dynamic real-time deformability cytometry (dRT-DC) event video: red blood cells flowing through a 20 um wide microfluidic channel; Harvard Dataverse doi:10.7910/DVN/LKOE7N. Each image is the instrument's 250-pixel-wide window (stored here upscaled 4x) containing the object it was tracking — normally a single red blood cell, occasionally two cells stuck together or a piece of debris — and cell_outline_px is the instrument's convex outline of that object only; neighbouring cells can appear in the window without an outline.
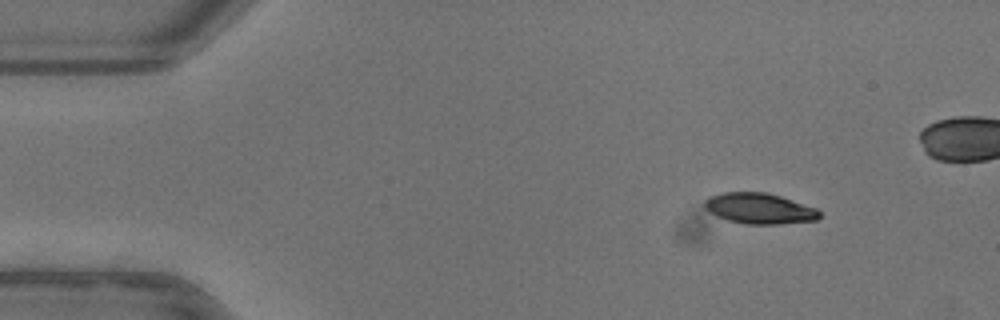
{"species": "common noctule bat (a hibernating species)", "species_latin": "Nyctalus noctula", "temperature_condition": "warm", "stored_images_in_passage": 47, "camera_frame_rate_fps": 3000, "um_per_image_px": 0.085, "animal": {"sex": "female"}, "frame": {"image": 1, "passage_image": 6, "time_ms": 1.667, "image_size_px": [1000, 320], "cell_outline_px": [[820, 216], [816, 220], [780, 224], [744, 224], [728, 220], [716, 216], [704, 208], [704, 200], [708, 196], [724, 192], [764, 192], [780, 196], [816, 208], [820, 212]], "centroid_in_image_um": [64.51, 17.72], "position_along_channel_um": 20.5, "area_um2": 20.58}}
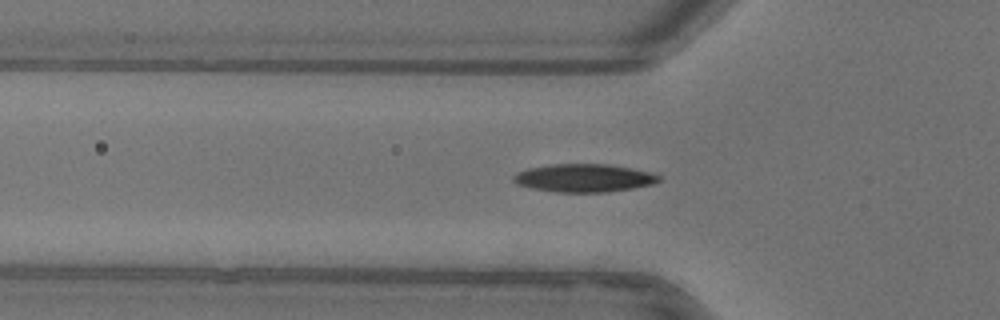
{"frame": {"image": 2, "passage_image": 17, "time_ms": 5.333, "image_size_px": [1000, 320], "cell_outline_px": [[660, 180], [656, 184], [608, 192], [556, 192], [532, 188], [516, 184], [512, 180], [512, 176], [528, 168], [552, 164], [608, 164], [632, 168], [648, 172], [660, 176]], "centroid_in_image_um": [49.64, 15.13], "position_along_channel_um": 76.2, "area_um2": 23.76}}
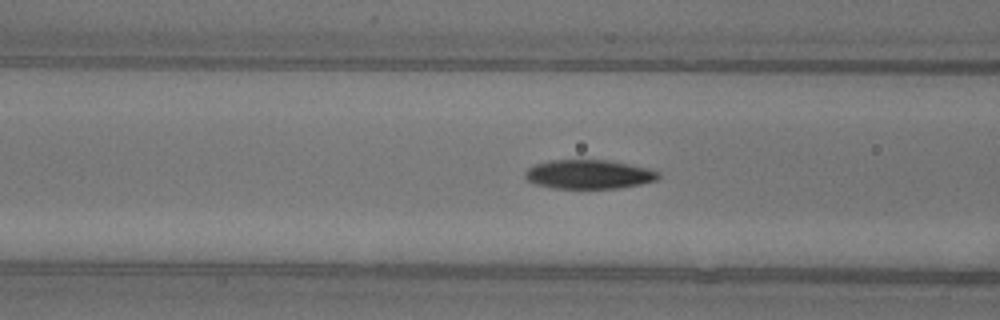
{"frame": {"image": 3, "passage_image": 20, "time_ms": 6.333, "image_size_px": [1000, 320], "cell_outline_px": [[660, 176], [656, 180], [640, 184], [620, 188], [552, 188], [536, 184], [528, 180], [524, 176], [524, 172], [528, 168], [536, 164], [552, 160], [608, 160], [648, 168], [660, 172]], "centroid_in_image_um": [50.05, 14.82], "position_along_channel_um": 116.5, "area_um2": 22.48}, "authors_computed_cell_mechanics": {"area_um2": 22.6576, "velocity_mm_per_s": 3.9454, "shape_relaxation_time_tau1_ms": 5.3003, "shape_relaxation_time_tau2_ms": 2.6941, "deformation_change_tau1": 0.1937, "deformation_change_tau2": 0.0745}}